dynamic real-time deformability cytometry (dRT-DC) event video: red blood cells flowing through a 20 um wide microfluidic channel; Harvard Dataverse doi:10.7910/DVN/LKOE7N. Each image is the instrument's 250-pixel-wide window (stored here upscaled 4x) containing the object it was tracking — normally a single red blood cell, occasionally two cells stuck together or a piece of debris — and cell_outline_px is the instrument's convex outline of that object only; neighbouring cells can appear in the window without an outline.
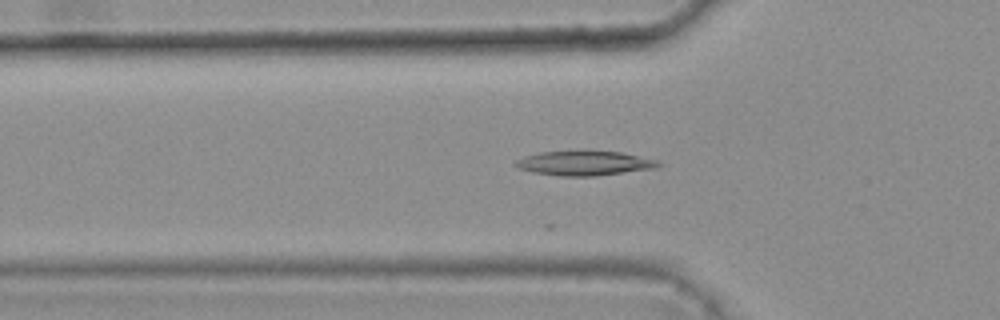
{"species": "common noctule bat (a hibernating species)", "species_latin": "Nyctalus noctula", "temperature_condition": "warm", "stored_images_in_passage": 22, "camera_frame_rate_fps": 3000, "um_per_image_px": 0.085, "animal": {"sex": "female", "body_mass_g": 25.1}, "frame": {"image": 1, "passage_image": 16, "time_ms": 5.0, "image_size_px": [1000, 320], "cell_outline_px": [[664, 164], [656, 168], [596, 176], [560, 176], [532, 172], [516, 168], [512, 164], [516, 160], [524, 156], [540, 152], [584, 148], [620, 152], [656, 160]], "centroid_in_image_um": [49.63, 13.83], "position_along_channel_um": 76.2, "area_um2": 21.33}}
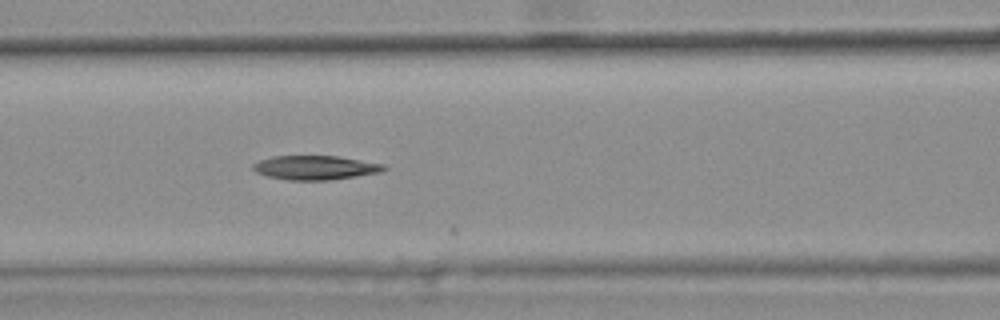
{"frame": {"image": 2, "passage_image": 21, "time_ms": 6.667, "image_size_px": [1000, 320], "cell_outline_px": [[388, 168], [380, 172], [356, 176], [328, 180], [288, 180], [268, 176], [256, 172], [252, 168], [252, 164], [260, 160], [272, 156], [336, 156], [384, 164]], "centroid_in_image_um": [26.78, 14.25], "position_along_channel_um": 139.8, "area_um2": 18.26}}